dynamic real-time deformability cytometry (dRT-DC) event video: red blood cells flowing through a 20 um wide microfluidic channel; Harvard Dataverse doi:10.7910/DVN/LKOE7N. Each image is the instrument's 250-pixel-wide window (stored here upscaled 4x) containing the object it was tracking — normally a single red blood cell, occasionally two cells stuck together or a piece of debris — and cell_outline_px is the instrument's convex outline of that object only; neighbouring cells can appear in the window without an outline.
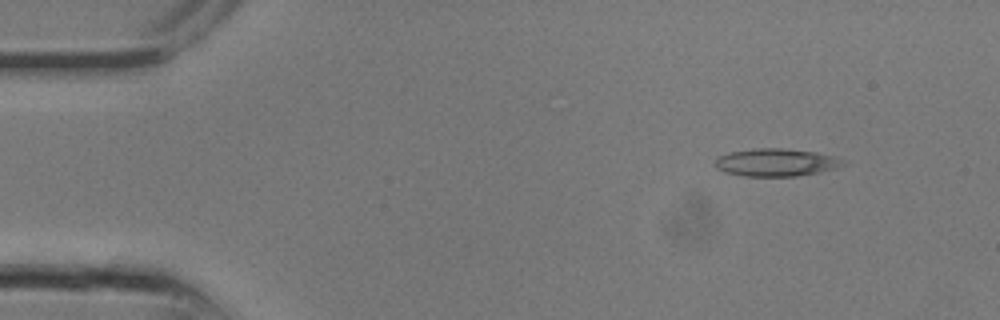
{"species": "common noctule bat (a hibernating species)", "species_latin": "Nyctalus noctula", "temperature_condition": "room temperature", "stored_images_in_passage": 11, "camera_frame_rate_fps": 3000, "um_per_image_px": 0.085, "animal": {"sex": "male", "body_mass_g": 13.3}, "frame": {"image": 1, "passage_image": 3, "time_ms": 0.667, "image_size_px": [1000, 320], "cell_outline_px": [[844, 164], [836, 168], [820, 172], [796, 176], [744, 176], [724, 172], [716, 168], [716, 156], [732, 152], [752, 148], [780, 148], [816, 152], [836, 156], [844, 160]], "centroid_in_image_um": [65.97, 13.8], "position_along_channel_um": 19.0, "area_um2": 20.69}}
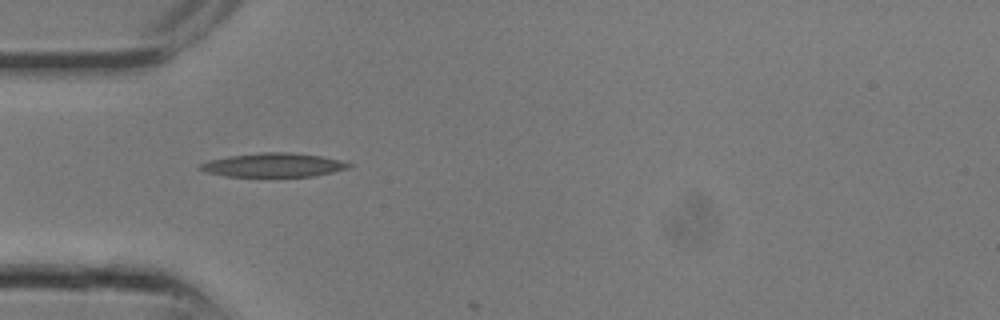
{"frame": {"image": 2, "passage_image": 8, "time_ms": 2.333, "image_size_px": [1000, 320], "cell_outline_px": [[352, 168], [316, 176], [224, 176], [208, 172], [196, 168], [200, 164], [208, 160], [232, 156], [264, 152], [284, 152], [320, 156], [340, 160], [352, 164]], "centroid_in_image_um": [23.28, 14.03], "position_along_channel_um": 61.7, "area_um2": 20.52}}
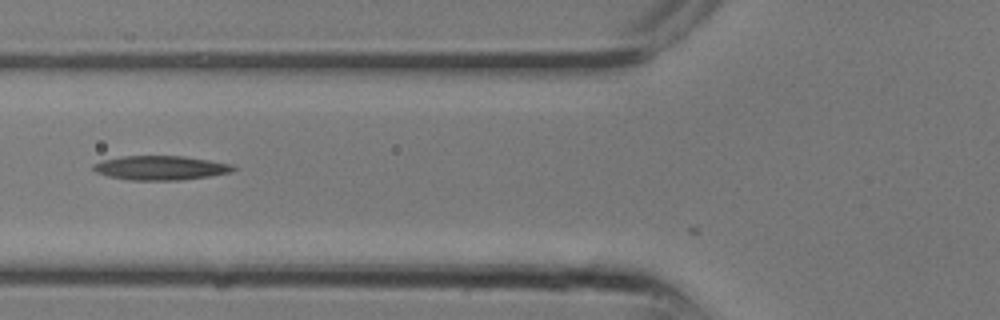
{"frame": {"image": 3, "passage_image": 10, "time_ms": 3.0, "image_size_px": [1000, 320], "cell_outline_px": [[236, 168], [232, 172], [208, 176], [180, 180], [128, 180], [108, 176], [96, 172], [92, 168], [92, 164], [100, 160], [120, 156], [184, 156], [232, 164]], "centroid_in_image_um": [13.6, 14.26], "position_along_channel_um": 112.2, "area_um2": 19.83}}